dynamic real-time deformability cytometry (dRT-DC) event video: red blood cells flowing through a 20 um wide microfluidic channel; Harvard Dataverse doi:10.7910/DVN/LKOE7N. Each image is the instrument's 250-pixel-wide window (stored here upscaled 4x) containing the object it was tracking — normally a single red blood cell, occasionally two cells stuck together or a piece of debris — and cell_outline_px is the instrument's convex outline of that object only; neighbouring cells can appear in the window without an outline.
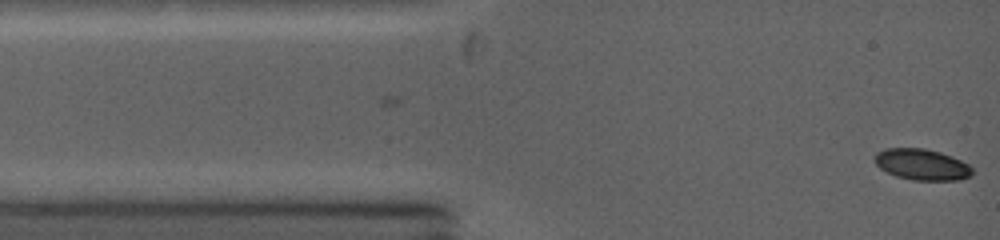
{"species": "common noctule bat (a hibernating species)", "species_latin": "Nyctalus noctula", "temperature_condition": "warm", "stored_images_in_passage": 6, "camera_frame_rate_fps": 5000, "um_per_image_px": 0.085, "animal": {"sex": "female", "body_mass_g": 19.0, "forearm_length_mm": 53.3}, "frame": {"image": 1, "passage_image": 1, "time_ms": 0.0, "image_size_px": [1000, 240], "cell_outline_px": [[972, 176], [960, 180], [912, 180], [896, 176], [880, 168], [876, 164], [876, 152], [884, 148], [924, 148], [940, 152], [952, 156], [968, 164], [972, 168]], "centroid_in_image_um": [78.38, 13.98], "position_along_channel_um": 6.6, "area_um2": 17.69}}
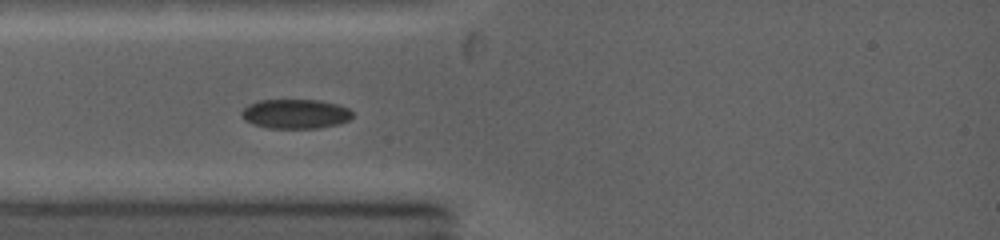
{"frame": {"image": 2, "passage_image": 4, "time_ms": 2.6, "image_size_px": [1000, 240], "cell_outline_px": [[352, 116], [348, 120], [340, 124], [320, 128], [268, 128], [252, 124], [244, 120], [240, 116], [240, 112], [248, 104], [260, 100], [320, 100], [336, 104], [348, 108], [352, 112]], "centroid_in_image_um": [25.08, 9.68], "position_along_channel_um": 59.9, "area_um2": 19.19}}